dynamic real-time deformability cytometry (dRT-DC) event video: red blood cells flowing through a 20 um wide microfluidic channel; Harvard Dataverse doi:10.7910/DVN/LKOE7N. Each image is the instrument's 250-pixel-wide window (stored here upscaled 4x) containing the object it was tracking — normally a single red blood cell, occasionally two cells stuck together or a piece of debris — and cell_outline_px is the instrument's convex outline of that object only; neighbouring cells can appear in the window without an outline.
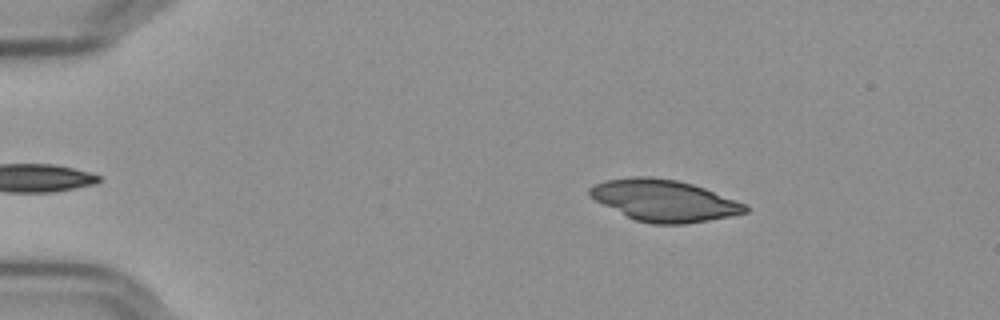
{"species": "Egyptian fruit bat (a non-hibernating species)", "species_latin": "Rousettus aegyptiacus", "temperature_condition": "cold", "stored_images_in_passage": 50, "camera_frame_rate_fps": 3000, "um_per_image_px": 0.085, "frame": {"image": 1, "passage_image": 4, "time_ms": 1.0, "image_size_px": [1000, 320], "cell_outline_px": [[748, 212], [708, 220], [684, 224], [652, 224], [636, 220], [596, 200], [588, 192], [588, 188], [604, 180], [632, 176], [648, 176], [676, 180], [692, 184], [704, 188], [748, 204]], "centroid_in_image_um": [56.48, 17.03], "position_along_channel_um": 28.5, "area_um2": 37.28}}